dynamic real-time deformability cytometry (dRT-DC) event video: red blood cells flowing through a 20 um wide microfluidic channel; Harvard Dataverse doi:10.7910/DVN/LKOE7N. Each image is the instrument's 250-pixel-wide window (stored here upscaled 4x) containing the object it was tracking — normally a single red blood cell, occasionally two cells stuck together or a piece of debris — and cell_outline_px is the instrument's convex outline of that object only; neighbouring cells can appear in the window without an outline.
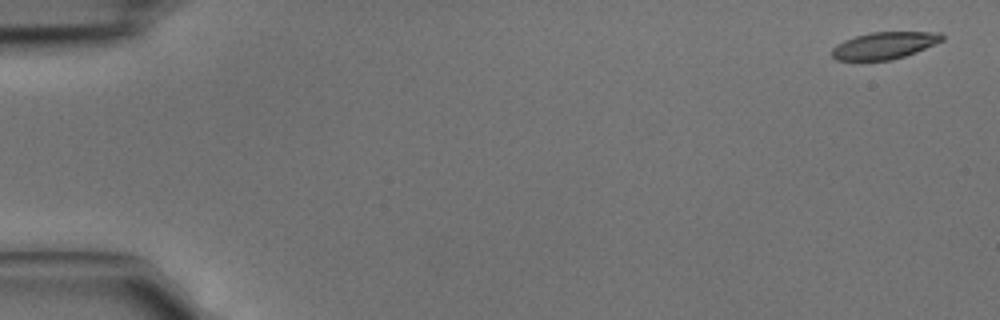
{"species": "common noctule bat (a hibernating species)", "species_latin": "Nyctalus noctula", "temperature_condition": "cold", "stored_images_in_passage": 5, "camera_frame_rate_fps": 3000, "um_per_image_px": 0.085, "animal": {"sex": "male", "body_mass_g": 15.6}, "frame": {"image": 1, "passage_image": 1, "time_ms": 0.0, "image_size_px": [1000, 320], "cell_outline_px": [[944, 40], [916, 52], [892, 60], [836, 60], [832, 56], [832, 48], [836, 44], [844, 40], [868, 32], [940, 32], [944, 36]], "centroid_in_image_um": [75.17, 3.86], "position_along_channel_um": 9.8, "area_um2": 17.34}}
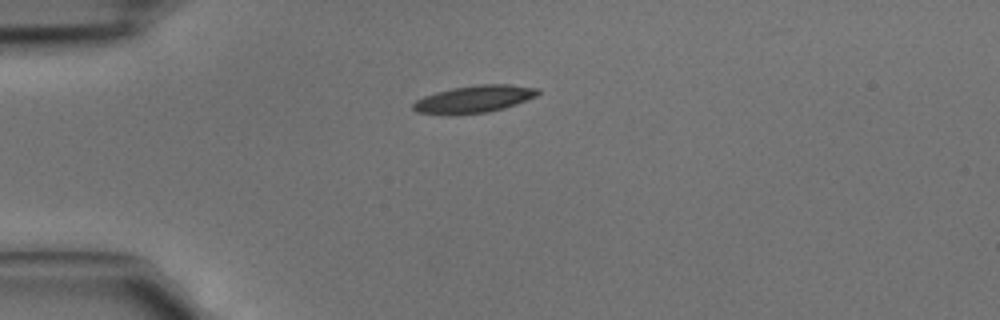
{"frame": {"image": 2, "passage_image": 4, "time_ms": 1.0, "image_size_px": [1000, 320], "cell_outline_px": [[540, 92], [536, 96], [516, 104], [504, 108], [488, 112], [448, 116], [416, 112], [412, 108], [412, 104], [416, 100], [424, 96], [436, 92], [452, 88], [476, 84], [508, 84], [540, 88]], "centroid_in_image_um": [40.27, 8.43], "position_along_channel_um": 44.7, "area_um2": 20.17}}